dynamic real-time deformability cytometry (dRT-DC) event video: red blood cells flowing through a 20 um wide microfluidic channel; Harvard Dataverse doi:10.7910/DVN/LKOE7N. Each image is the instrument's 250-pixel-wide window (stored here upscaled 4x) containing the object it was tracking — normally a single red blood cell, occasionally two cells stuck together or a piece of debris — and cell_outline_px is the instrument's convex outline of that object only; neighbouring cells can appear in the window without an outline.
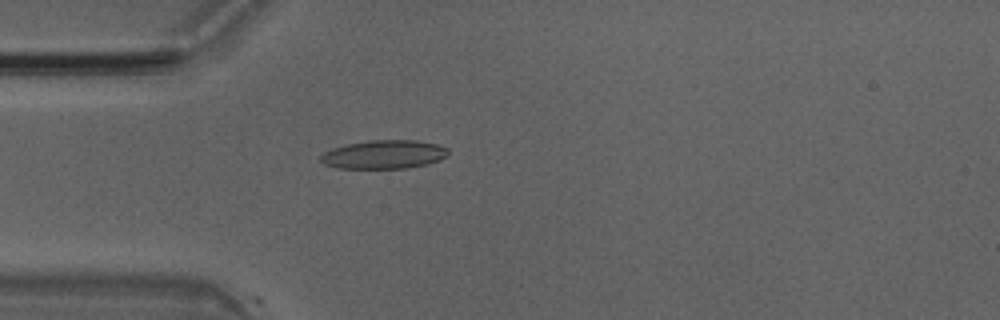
{"species": "Egyptian fruit bat (a non-hibernating species)", "species_latin": "Rousettus aegyptiacus", "temperature_condition": "room temperature", "stored_images_in_passage": 51, "camera_frame_rate_fps": 3000, "um_per_image_px": 0.085, "animal": {"sex": "male"}, "frame": {"image": 1, "passage_image": 15, "time_ms": 4.667, "image_size_px": [1000, 320], "cell_outline_px": [[448, 152], [444, 156], [436, 160], [420, 164], [396, 168], [348, 168], [328, 164], [328, 152], [352, 144], [384, 140], [400, 140], [432, 144], [444, 148]], "centroid_in_image_um": [32.74, 13.13], "position_along_channel_um": 52.3, "area_um2": 18.84}}
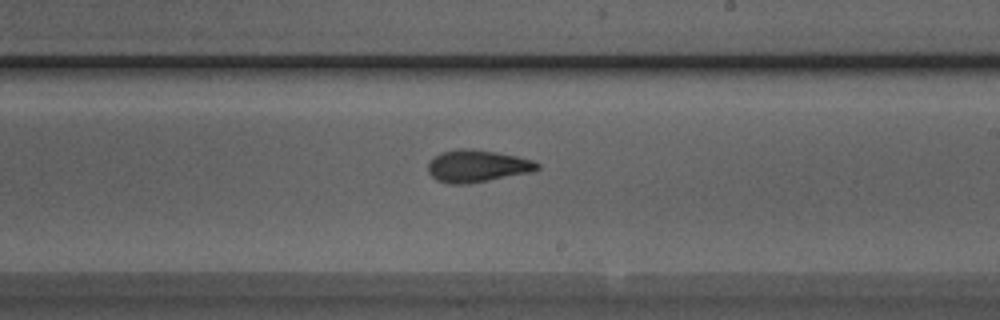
{"frame": {"image": 2, "passage_image": 30, "time_ms": 9.667, "image_size_px": [1000, 320], "cell_outline_px": [[536, 168], [520, 172], [484, 180], [440, 180], [432, 172], [432, 160], [436, 156], [448, 152], [488, 152], [512, 156], [528, 160], [536, 164]], "centroid_in_image_um": [40.58, 14.09], "position_along_channel_um": 248.4, "area_um2": 16.65}}
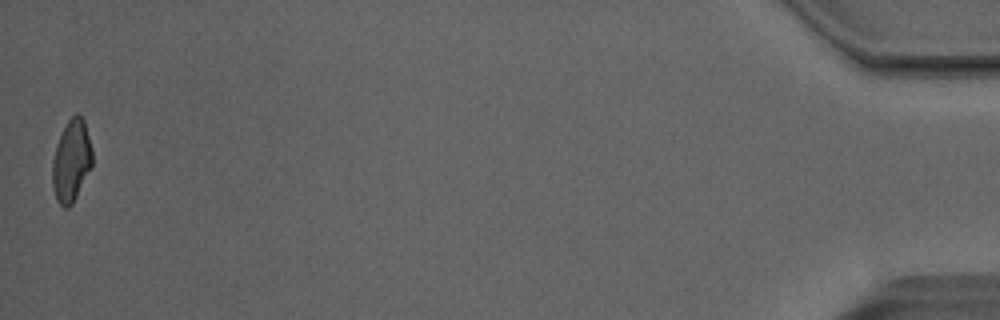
{"frame": {"image": 3, "passage_image": 51, "time_ms": 16.667, "image_size_px": [1000, 320], "cell_outline_px": [[92, 164], [72, 200], [68, 204], [60, 204], [56, 196], [52, 180], [52, 168], [56, 148], [60, 136], [64, 128], [72, 116], [80, 116], [84, 124], [92, 152]], "centroid_in_image_um": [6.05, 13.63], "position_along_channel_um": 429.1, "area_um2": 17.46}, "authors_computed_cell_mechanics": {"area_um2": 17.2244, "velocity_mm_per_s": 4.0516, "shape_relaxation_time_tau1_ms": 10.4789, "shape_relaxation_time_tau2_ms": 3.7306, "deformation_change_tau1": 0.2772, "deformation_change_tau2": 0.0928}}